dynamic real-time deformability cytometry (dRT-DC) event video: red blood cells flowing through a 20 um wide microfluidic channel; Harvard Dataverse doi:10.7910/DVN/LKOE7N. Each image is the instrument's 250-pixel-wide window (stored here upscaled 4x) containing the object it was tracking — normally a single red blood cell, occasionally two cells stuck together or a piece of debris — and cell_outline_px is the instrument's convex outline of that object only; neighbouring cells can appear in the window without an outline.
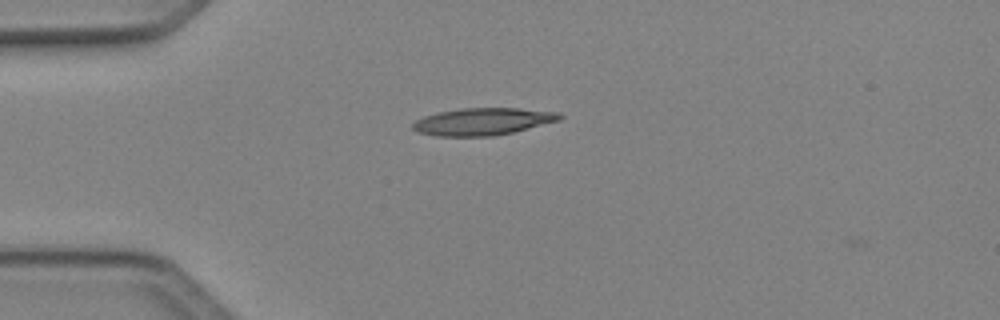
{"species": "Egyptian fruit bat (a non-hibernating species)", "species_latin": "Rousettus aegyptiacus", "temperature_condition": "cold", "stored_images_in_passage": 37, "camera_frame_rate_fps": 3000, "um_per_image_px": 0.085, "animal": {"sex": "female"}, "frame": {"image": 1, "passage_image": 1, "time_ms": 0.0, "image_size_px": [1000, 320], "cell_outline_px": [[564, 116], [560, 120], [512, 132], [492, 136], [436, 136], [416, 132], [412, 128], [412, 124], [416, 120], [424, 116], [436, 112], [460, 108], [520, 108], [560, 112]], "centroid_in_image_um": [41.02, 10.32], "position_along_channel_um": 44.0, "area_um2": 23.41}}
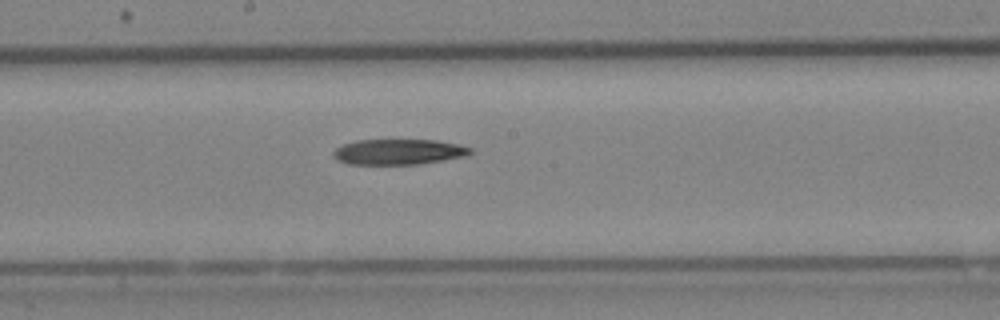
{"frame": {"image": 2, "passage_image": 15, "time_ms": 4.667, "image_size_px": [1000, 320], "cell_outline_px": [[472, 152], [468, 156], [420, 164], [348, 164], [336, 160], [332, 156], [332, 152], [336, 148], [344, 144], [356, 140], [436, 140], [460, 144], [472, 148]], "centroid_in_image_um": [33.89, 12.91], "position_along_channel_um": 214.3, "area_um2": 20.58}}
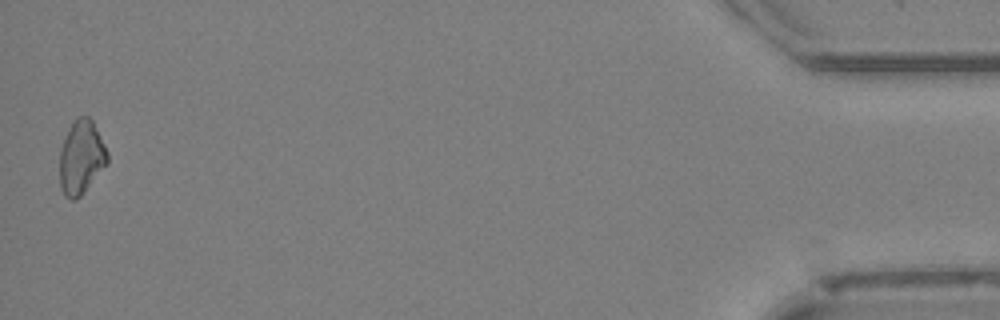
{"frame": {"image": 3, "passage_image": 37, "time_ms": 12.0, "image_size_px": [1000, 320], "cell_outline_px": [[108, 164], [80, 196], [76, 200], [72, 200], [64, 196], [60, 188], [60, 148], [72, 120], [76, 116], [88, 116], [92, 120], [108, 152]], "centroid_in_image_um": [6.9, 13.37], "position_along_channel_um": 428.3, "area_um2": 20.69}}